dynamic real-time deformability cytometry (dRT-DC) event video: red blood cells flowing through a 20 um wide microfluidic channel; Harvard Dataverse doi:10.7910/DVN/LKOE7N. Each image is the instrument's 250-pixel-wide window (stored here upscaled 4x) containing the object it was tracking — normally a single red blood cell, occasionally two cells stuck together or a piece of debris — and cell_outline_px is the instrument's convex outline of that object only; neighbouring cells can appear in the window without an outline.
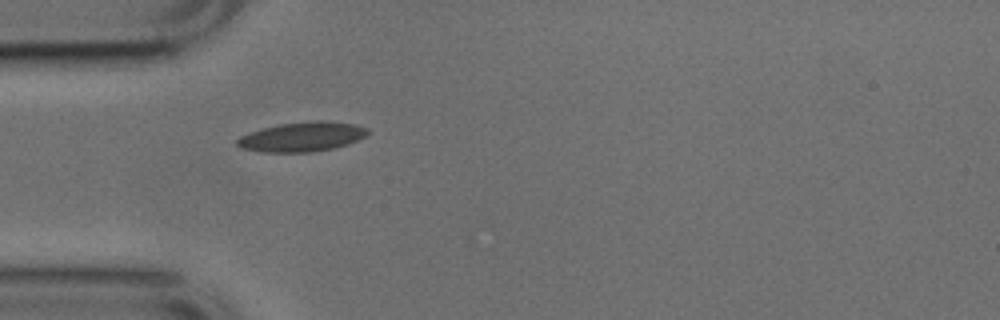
{"species": "common noctule bat (a hibernating species)", "species_latin": "Nyctalus noctula", "temperature_condition": "cold", "stored_images_in_passage": 15, "camera_frame_rate_fps": 3000, "um_per_image_px": 0.085, "animal": {"sex": "male", "body_mass_g": 17.9, "forearm_length_mm": 54.2}, "frame": {"image": 1, "passage_image": 1, "time_ms": 0.0, "image_size_px": [1000, 320], "cell_outline_px": [[368, 132], [364, 136], [348, 144], [332, 148], [312, 152], [260, 152], [240, 148], [236, 144], [236, 140], [240, 136], [264, 128], [280, 124], [316, 120], [324, 120], [356, 124], [368, 128]], "centroid_in_image_um": [25.67, 11.63], "position_along_channel_um": 59.3, "area_um2": 22.37}}